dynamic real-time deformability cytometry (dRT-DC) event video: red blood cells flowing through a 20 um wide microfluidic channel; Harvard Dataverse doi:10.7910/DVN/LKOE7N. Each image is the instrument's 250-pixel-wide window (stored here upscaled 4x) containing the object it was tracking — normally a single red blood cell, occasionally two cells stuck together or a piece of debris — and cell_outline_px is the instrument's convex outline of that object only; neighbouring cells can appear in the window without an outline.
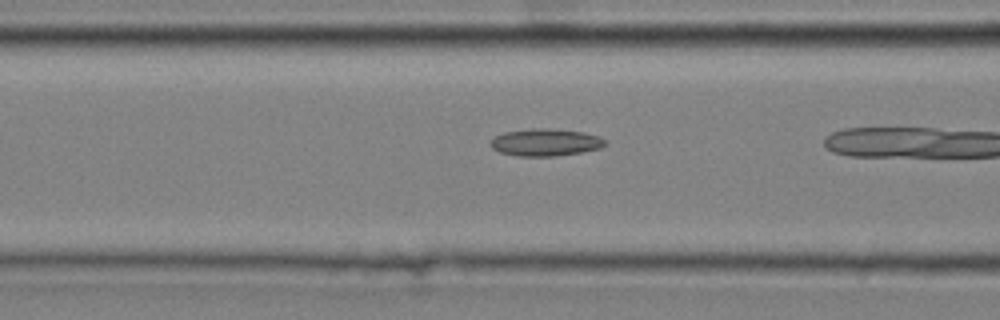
{"species": "common noctule bat (a hibernating species)", "species_latin": "Nyctalus noctula", "temperature_condition": "cold", "stored_images_in_passage": 14, "camera_frame_rate_fps": 3000, "um_per_image_px": 0.085, "animal": {"sex": "male", "body_mass_g": 20.4}, "frame": {"image": 1, "passage_image": 12, "time_ms": 3.667, "image_size_px": [1000, 320], "cell_outline_px": [[604, 144], [600, 148], [580, 152], [556, 156], [516, 156], [500, 152], [492, 148], [488, 144], [496, 136], [504, 132], [532, 128], [548, 128], [584, 132], [600, 136], [604, 140]], "centroid_in_image_um": [46.33, 12.09], "position_along_channel_um": 120.3, "area_um2": 18.15}}